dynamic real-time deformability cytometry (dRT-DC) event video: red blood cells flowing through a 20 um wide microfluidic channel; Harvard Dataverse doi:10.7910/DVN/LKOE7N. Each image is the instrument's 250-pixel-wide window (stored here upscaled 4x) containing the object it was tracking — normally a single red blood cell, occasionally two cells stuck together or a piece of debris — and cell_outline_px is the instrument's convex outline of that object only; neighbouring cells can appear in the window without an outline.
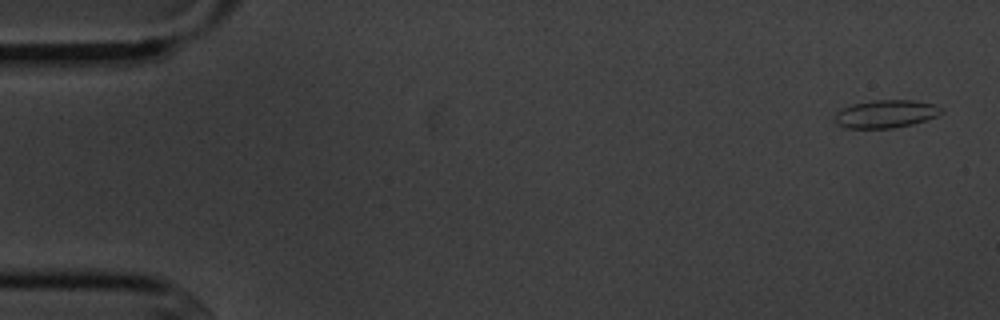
{"species": "common noctule bat (a hibernating species)", "species_latin": "Nyctalus noctula", "temperature_condition": "cold", "stored_images_in_passage": 5, "camera_frame_rate_fps": 3000, "um_per_image_px": 0.085, "animal": {"sex": "male", "body_mass_g": 20.1, "forearm_length_mm": 53.5}, "frame": {"image": 1, "passage_image": 1, "time_ms": 0.0, "image_size_px": [1000, 320], "cell_outline_px": [[944, 112], [936, 116], [912, 124], [892, 128], [848, 128], [836, 124], [832, 116], [836, 112], [852, 104], [876, 100], [916, 100], [936, 104]], "centroid_in_image_um": [75.27, 9.68], "position_along_channel_um": 9.7, "area_um2": 17.34}}